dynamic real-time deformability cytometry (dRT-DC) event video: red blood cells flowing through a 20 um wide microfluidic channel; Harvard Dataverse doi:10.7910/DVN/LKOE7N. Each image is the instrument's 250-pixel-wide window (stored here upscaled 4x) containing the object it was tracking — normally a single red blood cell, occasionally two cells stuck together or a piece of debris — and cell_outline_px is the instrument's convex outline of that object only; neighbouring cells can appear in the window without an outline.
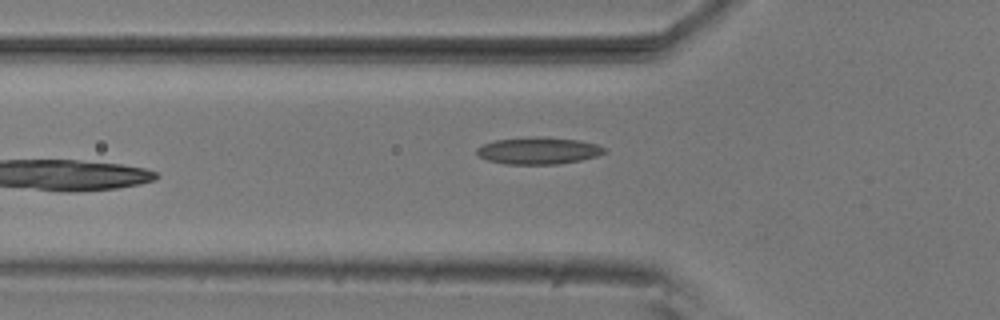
{"species": "common noctule bat (a hibernating species)", "species_latin": "Nyctalus noctula", "temperature_condition": "room temperature", "stored_images_in_passage": 7, "camera_frame_rate_fps": 3000, "um_per_image_px": 0.085, "animal": {"sex": "male", "body_mass_g": 20.5, "forearm_length_mm": 52.5}, "frame": {"image": 1, "passage_image": 5, "time_ms": 1.333, "image_size_px": [1000, 320], "cell_outline_px": [[608, 152], [596, 156], [580, 160], [556, 164], [504, 164], [488, 160], [480, 156], [476, 152], [476, 148], [484, 144], [496, 140], [536, 136], [540, 136], [580, 140], [596, 144], [604, 148]], "centroid_in_image_um": [45.78, 12.8], "position_along_channel_um": 80.0, "area_um2": 20.0}}
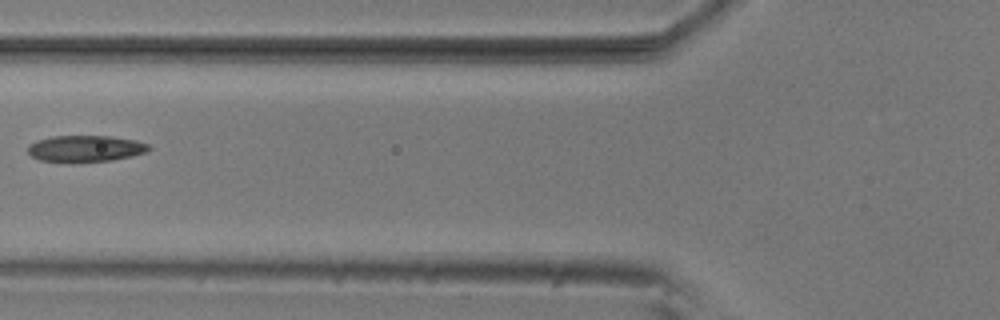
{"frame": {"image": 2, "passage_image": 6, "time_ms": 1.667, "image_size_px": [1000, 320], "cell_outline_px": [[152, 148], [148, 152], [132, 156], [112, 160], [40, 160], [32, 156], [28, 152], [28, 144], [52, 136], [108, 136], [136, 140], [148, 144]], "centroid_in_image_um": [7.33, 12.6], "position_along_channel_um": 118.5, "area_um2": 18.03}}
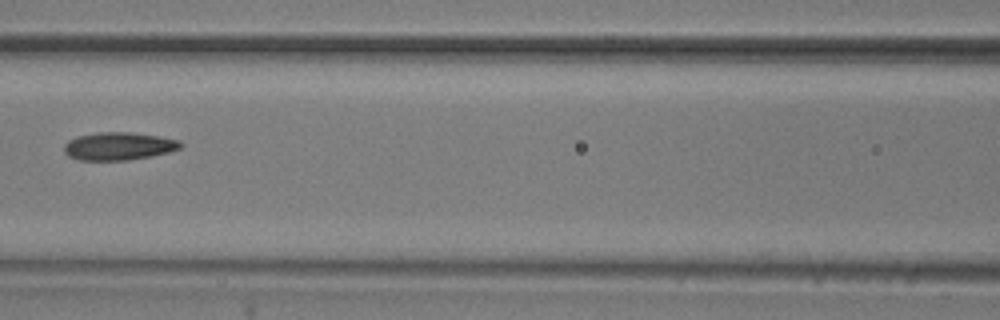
{"frame": {"image": 3, "passage_image": 7, "time_ms": 2.0, "image_size_px": [1000, 320], "cell_outline_px": [[184, 144], [180, 148], [168, 152], [152, 156], [128, 160], [80, 160], [68, 156], [64, 152], [64, 144], [68, 140], [76, 136], [100, 132], [128, 132], [156, 136], [180, 140]], "centroid_in_image_um": [10.07, 12.42], "position_along_channel_um": 156.5, "area_um2": 18.9}}